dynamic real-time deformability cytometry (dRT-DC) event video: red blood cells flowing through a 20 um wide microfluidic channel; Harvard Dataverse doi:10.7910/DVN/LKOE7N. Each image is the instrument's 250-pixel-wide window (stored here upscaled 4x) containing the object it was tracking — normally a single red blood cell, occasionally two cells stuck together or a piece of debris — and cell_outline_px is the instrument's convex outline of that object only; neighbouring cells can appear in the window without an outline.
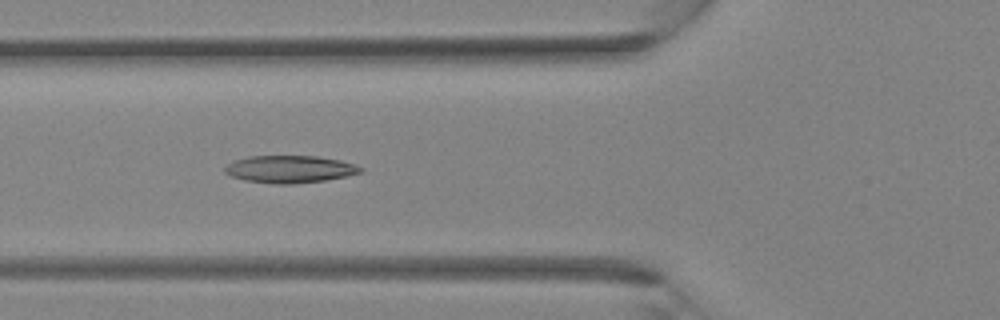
{"species": "Egyptian fruit bat (a non-hibernating species)", "species_latin": "Rousettus aegyptiacus", "temperature_condition": "room temperature", "stored_images_in_passage": 34, "camera_frame_rate_fps": 3000, "um_per_image_px": 0.085, "animal": {"sex": "female"}, "frame": {"image": 1, "passage_image": 12, "time_ms": 3.667, "image_size_px": [1000, 320], "cell_outline_px": [[364, 172], [324, 180], [292, 184], [272, 184], [244, 180], [232, 176], [224, 172], [224, 168], [228, 164], [236, 160], [248, 156], [316, 156], [340, 160], [364, 168]], "centroid_in_image_um": [24.62, 14.38], "position_along_channel_um": 101.2, "area_um2": 21.5}}
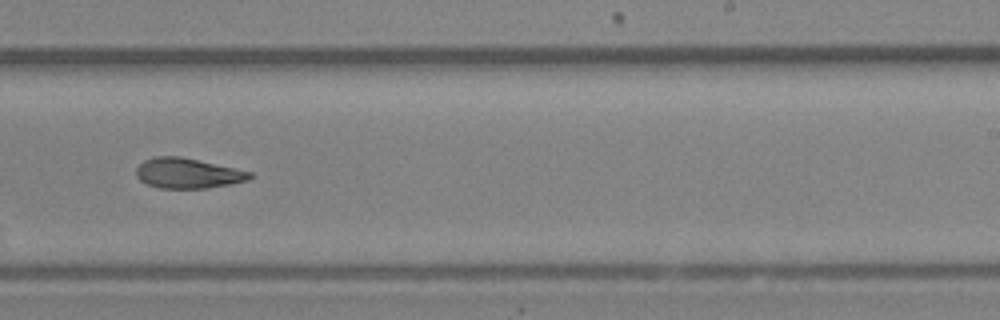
{"frame": {"image": 2, "passage_image": 21, "time_ms": 6.667, "image_size_px": [1000, 320], "cell_outline_px": [[252, 176], [248, 180], [208, 188], [160, 188], [148, 184], [140, 180], [136, 176], [136, 168], [144, 160], [156, 156], [180, 156], [252, 172]], "centroid_in_image_um": [15.93, 14.72], "position_along_channel_um": 273.1, "area_um2": 19.77}}
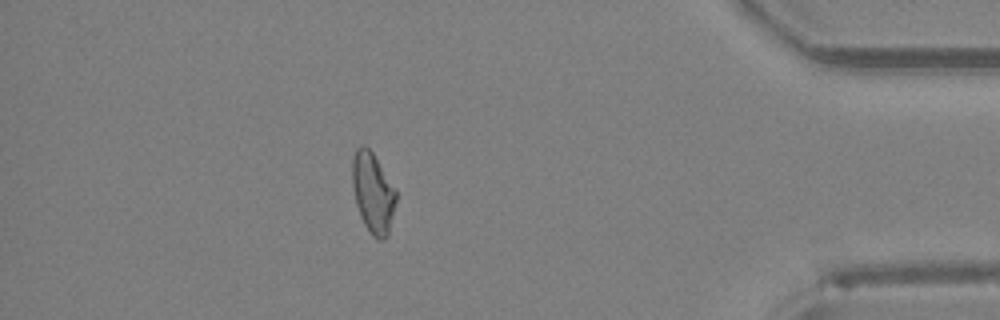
{"frame": {"image": 3, "passage_image": 30, "time_ms": 9.667, "image_size_px": [1000, 320], "cell_outline_px": [[396, 200], [388, 236], [384, 240], [376, 240], [368, 232], [360, 216], [356, 204], [352, 184], [352, 160], [356, 148], [360, 144], [364, 144], [372, 152], [396, 188]], "centroid_in_image_um": [31.69, 16.4], "position_along_channel_um": 403.5, "area_um2": 20.75}}